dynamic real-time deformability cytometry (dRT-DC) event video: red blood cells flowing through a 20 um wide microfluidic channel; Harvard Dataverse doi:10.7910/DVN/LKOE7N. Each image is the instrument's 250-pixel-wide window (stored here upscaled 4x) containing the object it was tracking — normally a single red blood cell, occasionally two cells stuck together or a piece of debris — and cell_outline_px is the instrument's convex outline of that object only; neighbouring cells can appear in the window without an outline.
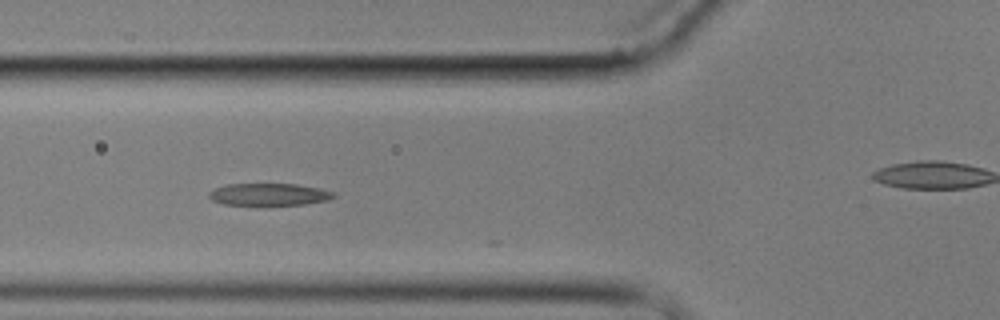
{"species": "common noctule bat (a hibernating species)", "species_latin": "Nyctalus noctula", "temperature_condition": "cold", "stored_images_in_passage": 7, "segment_of_instrument_passage": [1, 2], "camera_frame_rate_fps": 3000, "um_per_image_px": 0.085, "animal": {"sex": "male", "body_mass_g": 17.9}, "frame": {"image": 1, "passage_image": 5, "time_ms": 5.333, "image_size_px": [1000, 320], "cell_outline_px": [[336, 196], [328, 200], [304, 204], [224, 204], [212, 200], [208, 196], [208, 192], [212, 188], [224, 184], [296, 184], [320, 188], [332, 192]], "centroid_in_image_um": [22.82, 16.5], "position_along_channel_um": 103.0, "area_um2": 15.95}}
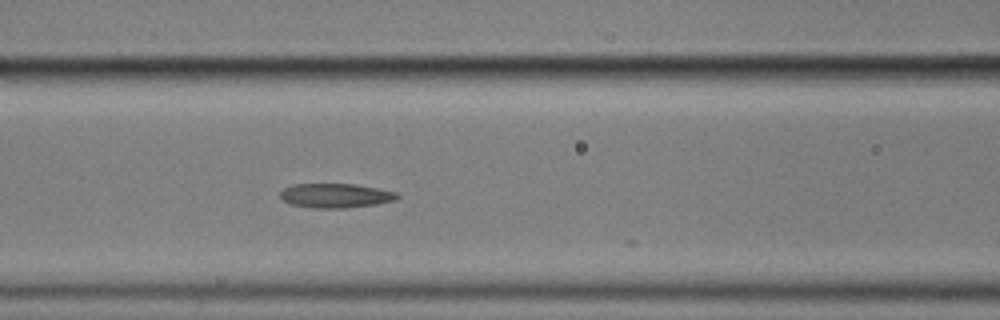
{"frame": {"image": 2, "passage_image": 6, "time_ms": 6.333, "image_size_px": [1000, 320], "cell_outline_px": [[400, 196], [396, 200], [376, 204], [344, 208], [312, 208], [292, 204], [284, 200], [280, 196], [280, 192], [284, 188], [292, 184], [356, 184], [396, 192]], "centroid_in_image_um": [28.53, 16.62], "position_along_channel_um": 138.1, "area_um2": 16.53}}